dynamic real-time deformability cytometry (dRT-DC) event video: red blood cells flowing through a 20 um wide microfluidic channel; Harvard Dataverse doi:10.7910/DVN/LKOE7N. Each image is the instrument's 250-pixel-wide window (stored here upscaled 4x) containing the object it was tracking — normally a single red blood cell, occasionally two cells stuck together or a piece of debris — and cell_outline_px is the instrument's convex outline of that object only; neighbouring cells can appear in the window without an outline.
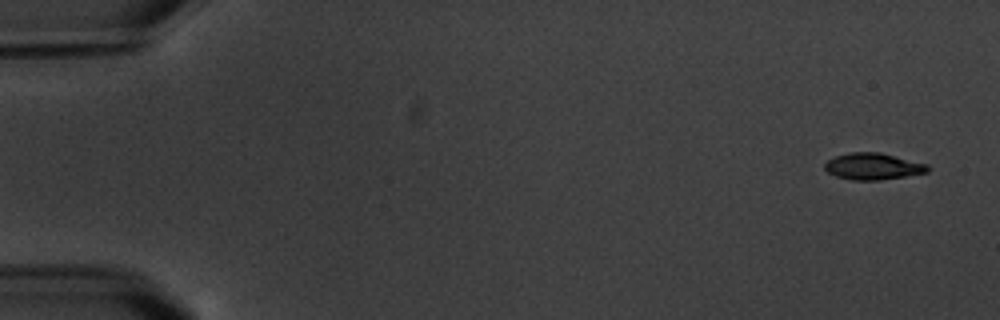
{"species": "common noctule bat (a hibernating species)", "species_latin": "Nyctalus noctula", "temperature_condition": "warm", "stored_images_in_passage": 4, "camera_frame_rate_fps": 3000, "um_per_image_px": 0.085, "animal": {"sex": "male", "body_mass_g": 20.1, "forearm_length_mm": 53.5}, "frame": {"image": 1, "passage_image": 1, "time_ms": 0.0, "image_size_px": [1000, 320], "cell_outline_px": [[932, 168], [928, 172], [880, 180], [852, 180], [836, 176], [828, 172], [824, 168], [824, 164], [828, 160], [836, 156], [848, 152], [880, 152], [928, 164]], "centroid_in_image_um": [74.22, 14.13], "position_along_channel_um": 10.8, "area_um2": 16.01}}